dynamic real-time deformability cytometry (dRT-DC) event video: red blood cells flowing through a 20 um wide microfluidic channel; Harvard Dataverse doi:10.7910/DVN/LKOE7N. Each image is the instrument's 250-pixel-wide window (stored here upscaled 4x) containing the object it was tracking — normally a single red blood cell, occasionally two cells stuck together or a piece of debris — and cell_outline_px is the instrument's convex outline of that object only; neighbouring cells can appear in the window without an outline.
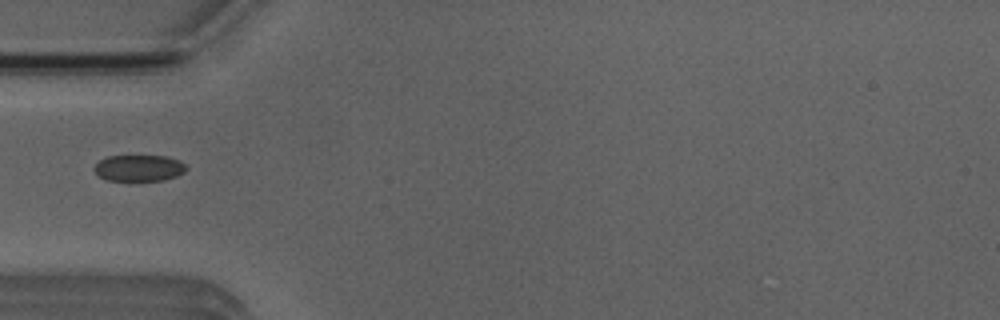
{"species": "Egyptian fruit bat (a non-hibernating species)", "species_latin": "Rousettus aegyptiacus", "temperature_condition": "room temperature", "stored_images_in_passage": 1, "camera_frame_rate_fps": 3000, "um_per_image_px": 0.085, "animal": {"sex": "male"}, "frame": {"image": 1, "passage_image": 1, "time_ms": 0.0, "image_size_px": [1000, 320], "cell_outline_px": [[188, 168], [184, 172], [176, 176], [164, 180], [108, 180], [100, 176], [92, 168], [100, 160], [108, 156], [168, 156], [180, 160]], "centroid_in_image_um": [11.84, 14.27], "position_along_channel_um": 73.2, "area_um2": 14.05}}